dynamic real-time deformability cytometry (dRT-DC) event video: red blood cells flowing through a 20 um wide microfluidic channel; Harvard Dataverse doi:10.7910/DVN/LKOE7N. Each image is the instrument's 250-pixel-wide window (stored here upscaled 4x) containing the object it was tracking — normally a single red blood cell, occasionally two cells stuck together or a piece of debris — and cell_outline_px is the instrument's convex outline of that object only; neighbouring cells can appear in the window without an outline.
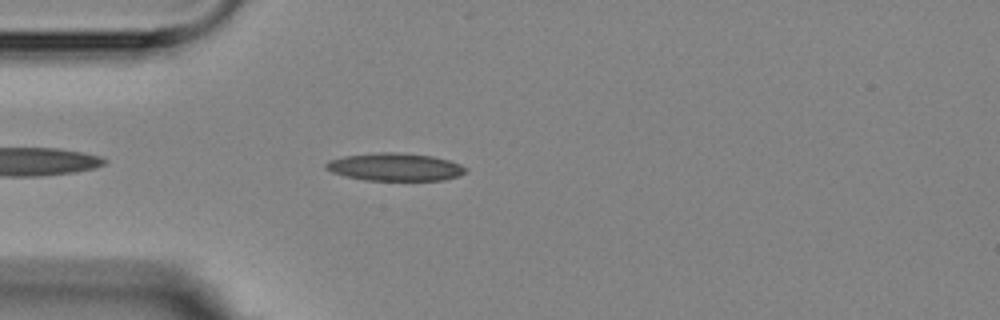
{"species": "Egyptian fruit bat (a non-hibernating species)", "species_latin": "Rousettus aegyptiacus", "temperature_condition": "room temperature", "stored_images_in_passage": 4, "camera_frame_rate_fps": 3000, "um_per_image_px": 0.085, "animal": {"sex": "female"}, "frame": {"image": 1, "passage_image": 4, "time_ms": 3.667, "image_size_px": [1000, 320], "cell_outline_px": [[468, 172], [460, 176], [444, 180], [364, 180], [344, 176], [332, 172], [324, 168], [324, 164], [328, 160], [344, 156], [380, 152], [396, 152], [432, 156], [448, 160], [460, 164], [468, 168]], "centroid_in_image_um": [33.58, 14.2], "position_along_channel_um": 51.4, "area_um2": 22.77}}